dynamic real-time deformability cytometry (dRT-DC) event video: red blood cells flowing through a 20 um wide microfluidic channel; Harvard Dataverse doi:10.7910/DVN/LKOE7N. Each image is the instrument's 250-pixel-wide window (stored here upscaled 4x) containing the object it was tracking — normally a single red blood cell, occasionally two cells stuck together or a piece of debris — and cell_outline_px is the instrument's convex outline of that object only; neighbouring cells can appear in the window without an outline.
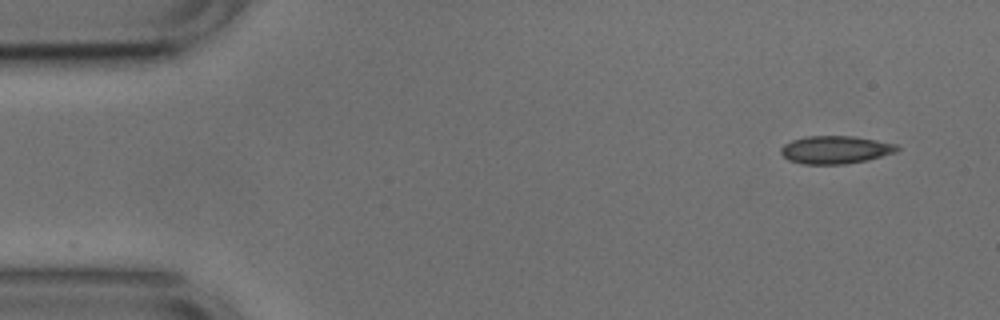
{"species": "common noctule bat (a hibernating species)", "species_latin": "Nyctalus noctula", "temperature_condition": "cold", "stored_images_in_passage": 50, "camera_frame_rate_fps": 3000, "um_per_image_px": 0.085, "animal": {"sex": "male", "body_mass_g": 17.9, "forearm_length_mm": 54.2}, "frame": {"image": 1, "passage_image": 1, "time_ms": 0.0, "image_size_px": [1000, 320], "cell_outline_px": [[900, 148], [896, 152], [868, 160], [844, 164], [804, 164], [788, 160], [780, 152], [780, 148], [784, 144], [792, 140], [808, 136], [852, 136], [900, 144]], "centroid_in_image_um": [71.04, 12.73], "position_along_channel_um": 14.0, "area_um2": 18.96}}
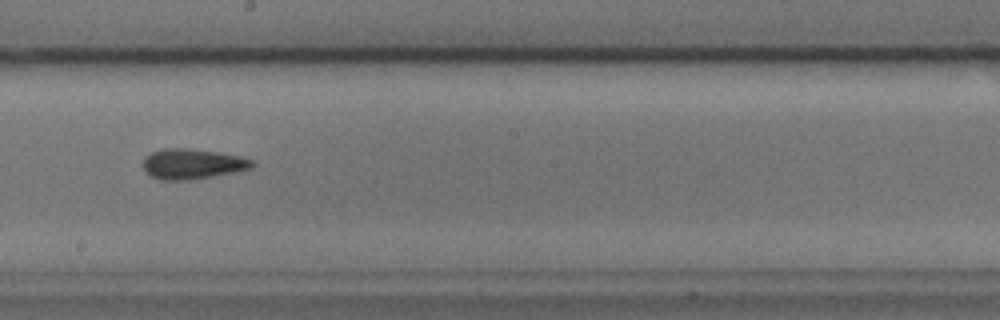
{"frame": {"image": 2, "passage_image": 26, "time_ms": 8.333, "image_size_px": [1000, 320], "cell_outline_px": [[256, 164], [252, 168], [236, 172], [188, 180], [160, 180], [144, 172], [144, 156], [152, 152], [164, 148], [188, 148], [216, 152], [240, 156], [256, 160]], "centroid_in_image_um": [16.38, 13.93], "position_along_channel_um": 231.8, "area_um2": 19.36}}
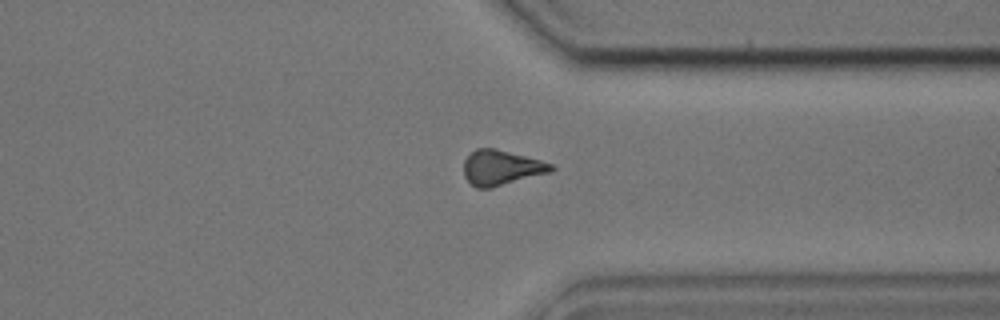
{"frame": {"image": 3, "passage_image": 37, "time_ms": 12.0, "image_size_px": [1000, 320], "cell_outline_px": [[556, 168], [552, 172], [492, 188], [476, 188], [464, 176], [464, 160], [476, 148], [496, 148], [540, 160], [552, 164]], "centroid_in_image_um": [42.63, 14.26], "position_along_channel_um": 368.8, "area_um2": 17.92}, "authors_computed_cell_mechanics": {"area_um2": 18.2648, "velocity_mm_per_s": 3.7796, "shape_relaxation_time_tau1_ms": 3.3355, "shape_relaxation_time_tau2_ms": 4.8043, "deformation_change_tau1": 0.0556, "deformation_change_tau2": 0.0936}}